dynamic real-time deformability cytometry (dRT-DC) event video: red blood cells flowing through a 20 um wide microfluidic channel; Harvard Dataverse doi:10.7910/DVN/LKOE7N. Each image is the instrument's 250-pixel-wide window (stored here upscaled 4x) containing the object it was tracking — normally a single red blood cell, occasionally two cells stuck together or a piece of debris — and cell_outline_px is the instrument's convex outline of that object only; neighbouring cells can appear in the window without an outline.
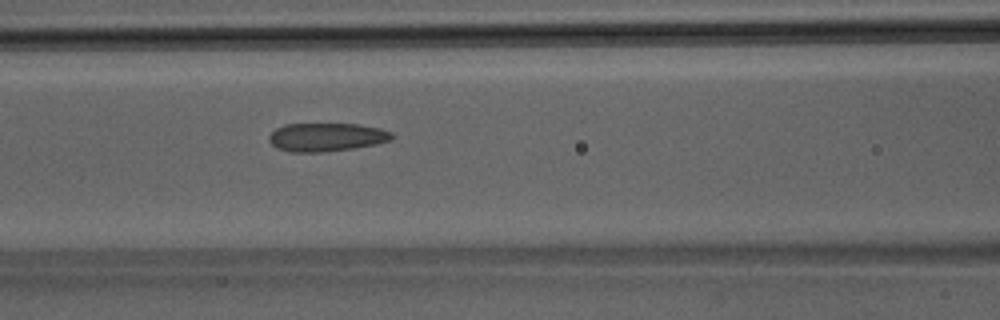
{"species": "Egyptian fruit bat (a non-hibernating species)", "species_latin": "Rousettus aegyptiacus", "temperature_condition": "room temperature", "stored_images_in_passage": 30, "camera_frame_rate_fps": 3000, "um_per_image_px": 0.085, "animal": {"sex": "male"}, "frame": {"image": 1, "passage_image": 7, "time_ms": 2.0, "image_size_px": [1000, 320], "cell_outline_px": [[392, 140], [376, 144], [352, 148], [324, 152], [292, 152], [276, 148], [268, 140], [268, 136], [276, 128], [284, 124], [360, 124], [380, 128], [392, 132]], "centroid_in_image_um": [27.74, 11.65], "position_along_channel_um": 138.9, "area_um2": 20.4}}
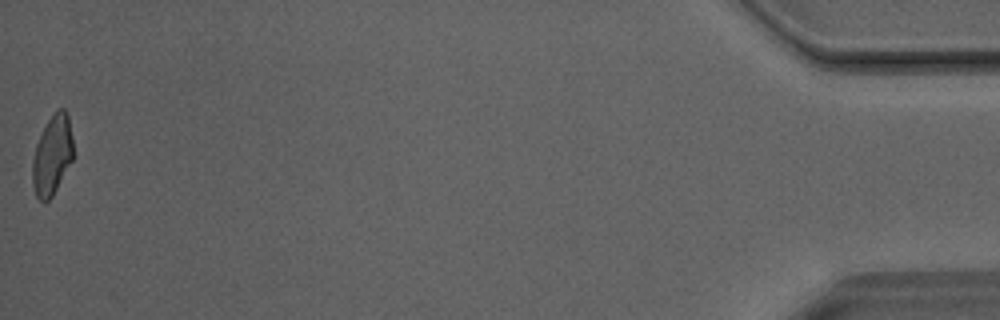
{"frame": {"image": 2, "passage_image": 30, "time_ms": 9.667, "image_size_px": [1000, 320], "cell_outline_px": [[72, 160], [52, 196], [48, 200], [40, 200], [36, 196], [32, 184], [32, 160], [36, 144], [48, 120], [56, 108], [64, 108], [68, 116], [72, 136]], "centroid_in_image_um": [4.42, 13.17], "position_along_channel_um": 430.8, "area_um2": 18.67}}